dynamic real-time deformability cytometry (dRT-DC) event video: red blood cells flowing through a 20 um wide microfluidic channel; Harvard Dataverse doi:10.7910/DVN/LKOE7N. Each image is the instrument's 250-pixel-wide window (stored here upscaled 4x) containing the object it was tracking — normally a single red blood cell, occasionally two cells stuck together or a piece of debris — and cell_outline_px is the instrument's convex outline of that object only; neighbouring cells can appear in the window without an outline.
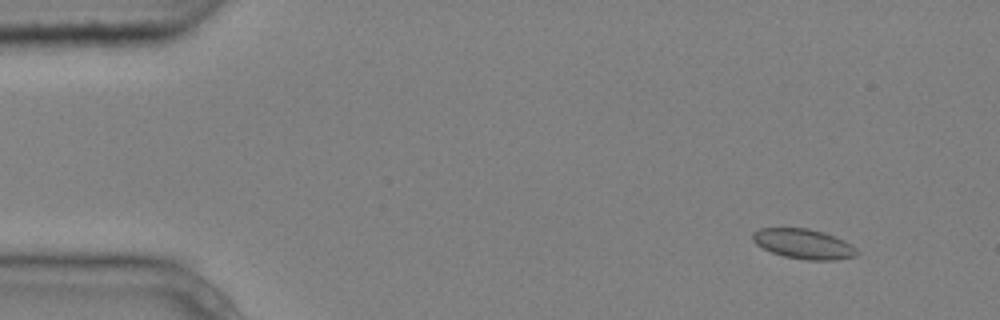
{"species": "common noctule bat (a hibernating species)", "species_latin": "Nyctalus noctula", "temperature_condition": "cold", "stored_images_in_passage": 3, "camera_frame_rate_fps": 3000, "um_per_image_px": 0.085, "animal": {"sex": "male", "body_mass_g": 20.4}, "frame": {"image": 1, "passage_image": 3, "time_ms": 0.667, "image_size_px": [1000, 320], "cell_outline_px": [[860, 252], [856, 256], [836, 260], [808, 260], [784, 256], [772, 252], [756, 244], [752, 240], [752, 232], [760, 228], [808, 228], [824, 232], [844, 240], [856, 248]], "centroid_in_image_um": [68.32, 20.73], "position_along_channel_um": 16.7, "area_um2": 18.21}}